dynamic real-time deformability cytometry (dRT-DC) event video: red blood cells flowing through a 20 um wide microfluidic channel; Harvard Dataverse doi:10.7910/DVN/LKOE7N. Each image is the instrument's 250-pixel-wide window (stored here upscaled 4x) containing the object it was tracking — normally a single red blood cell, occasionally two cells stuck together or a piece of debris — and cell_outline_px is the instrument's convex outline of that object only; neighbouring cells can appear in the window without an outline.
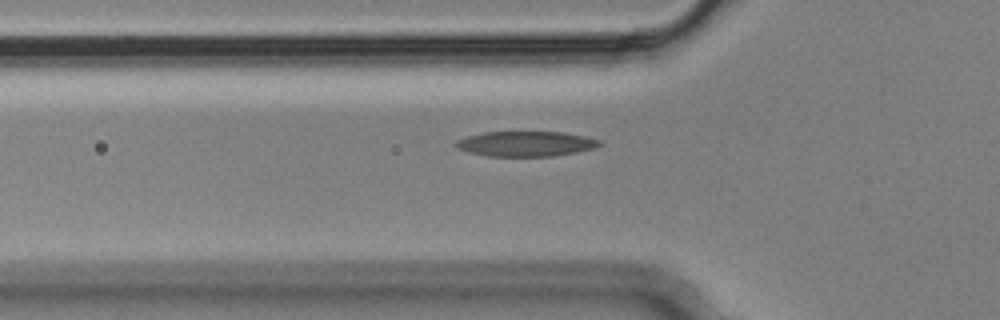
{"species": "Egyptian fruit bat (a non-hibernating species)", "species_latin": "Rousettus aegyptiacus", "temperature_condition": "cold", "stored_images_in_passage": 37, "camera_frame_rate_fps": 3000, "um_per_image_px": 0.085, "animal": {"sex": "male"}, "frame": {"image": 1, "passage_image": 6, "time_ms": 1.667, "image_size_px": [1000, 320], "cell_outline_px": [[604, 144], [596, 148], [576, 152], [552, 156], [488, 156], [468, 152], [456, 148], [452, 144], [456, 140], [468, 136], [484, 132], [564, 132], [584, 136], [600, 140]], "centroid_in_image_um": [44.69, 12.22], "position_along_channel_um": 81.1, "area_um2": 21.15}}
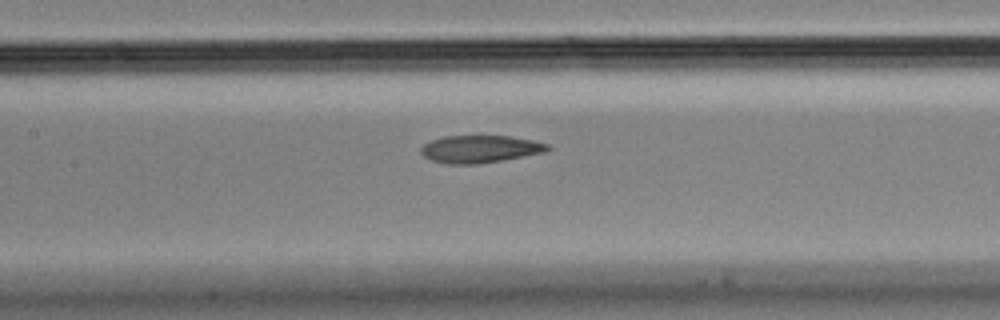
{"frame": {"image": 2, "passage_image": 13, "time_ms": 4.0, "image_size_px": [1000, 320], "cell_outline_px": [[552, 148], [544, 152], [480, 164], [448, 164], [432, 160], [424, 156], [420, 152], [420, 148], [424, 144], [432, 140], [444, 136], [508, 136], [532, 140], [548, 144]], "centroid_in_image_um": [40.78, 12.67], "position_along_channel_um": 166.6, "area_um2": 20.11}}
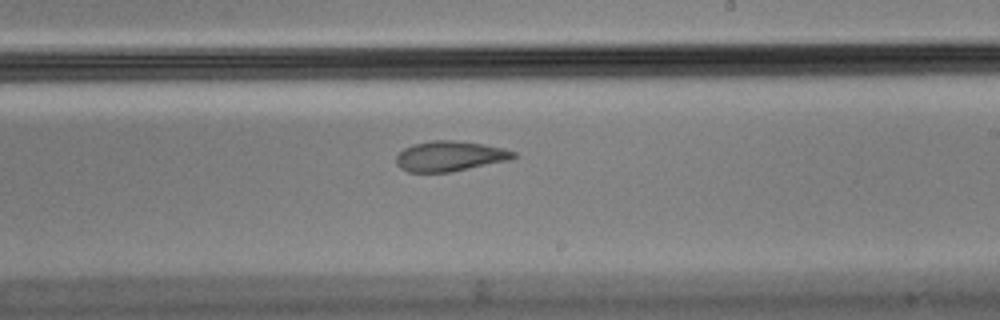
{"frame": {"image": 3, "passage_image": 20, "time_ms": 6.333, "image_size_px": [1000, 320], "cell_outline_px": [[520, 156], [508, 160], [452, 172], [408, 172], [400, 168], [396, 164], [396, 156], [404, 148], [416, 144], [432, 140], [456, 140], [484, 144], [504, 148], [516, 152]], "centroid_in_image_um": [38.27, 13.27], "position_along_channel_um": 250.7, "area_um2": 20.75}, "authors_computed_cell_mechanics": {"area_um2": 21.5594, "velocity_mm_per_s": 3.6193, "shape_relaxation_time_tau1_ms": null, "shape_relaxation_time_tau2_ms": 2.4535, "deformation_change_tau1": null, "deformation_change_tau2": 0.0912}}